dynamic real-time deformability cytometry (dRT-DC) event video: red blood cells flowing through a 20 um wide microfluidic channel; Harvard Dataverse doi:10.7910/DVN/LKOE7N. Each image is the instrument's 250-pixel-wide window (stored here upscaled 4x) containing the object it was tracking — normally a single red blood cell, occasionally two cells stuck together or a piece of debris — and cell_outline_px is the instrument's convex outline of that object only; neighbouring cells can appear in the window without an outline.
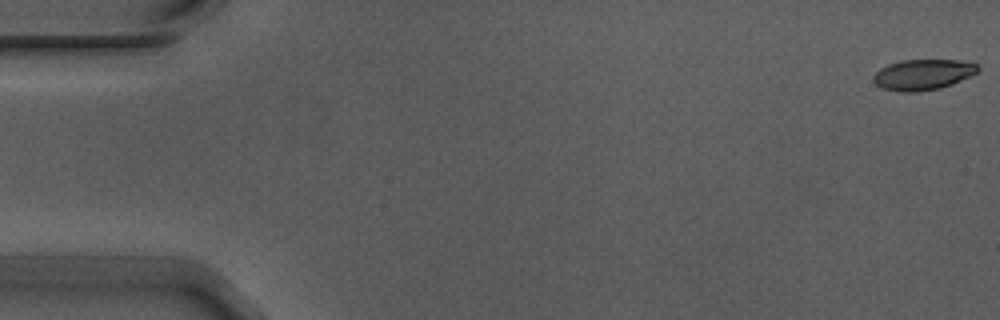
{"species": "Egyptian fruit bat (a non-hibernating species)", "species_latin": "Rousettus aegyptiacus", "temperature_condition": "warm", "stored_images_in_passage": 4, "camera_frame_rate_fps": 3000, "um_per_image_px": 0.085, "animal": {"sex": "male"}, "frame": {"image": 1, "passage_image": 1, "time_ms": 0.0, "image_size_px": [1000, 320], "cell_outline_px": [[980, 68], [976, 72], [952, 84], [940, 88], [916, 92], [900, 92], [884, 88], [876, 84], [872, 80], [876, 72], [880, 68], [888, 64], [900, 60], [956, 60], [976, 64]], "centroid_in_image_um": [78.41, 6.34], "position_along_channel_um": 6.6, "area_um2": 18.44}}